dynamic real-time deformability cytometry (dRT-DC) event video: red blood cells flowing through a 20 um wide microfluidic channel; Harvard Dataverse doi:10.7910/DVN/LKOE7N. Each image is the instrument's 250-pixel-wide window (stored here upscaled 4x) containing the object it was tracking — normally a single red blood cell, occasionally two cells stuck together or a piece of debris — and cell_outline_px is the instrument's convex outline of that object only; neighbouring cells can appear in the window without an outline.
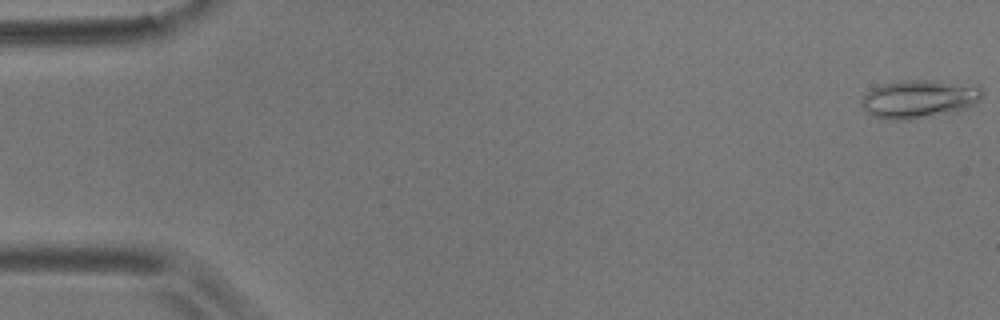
{"species": "common noctule bat (a hibernating species)", "species_latin": "Nyctalus noctula", "temperature_condition": "room temperature", "stored_images_in_passage": 10, "camera_frame_rate_fps": 3000, "um_per_image_px": 0.085, "animal": {"sex": "male", "body_mass_g": 17.9}, "frame": {"image": 1, "passage_image": 1, "time_ms": 0.0, "image_size_px": [1000, 320], "cell_outline_px": [[984, 92], [980, 100], [976, 104], [968, 108], [908, 120], [888, 120], [872, 116], [860, 104], [860, 100], [872, 88], [884, 84], [904, 80], [932, 80], [980, 84]], "centroid_in_image_um": [78.18, 8.39], "position_along_channel_um": 6.8, "area_um2": 27.17}}